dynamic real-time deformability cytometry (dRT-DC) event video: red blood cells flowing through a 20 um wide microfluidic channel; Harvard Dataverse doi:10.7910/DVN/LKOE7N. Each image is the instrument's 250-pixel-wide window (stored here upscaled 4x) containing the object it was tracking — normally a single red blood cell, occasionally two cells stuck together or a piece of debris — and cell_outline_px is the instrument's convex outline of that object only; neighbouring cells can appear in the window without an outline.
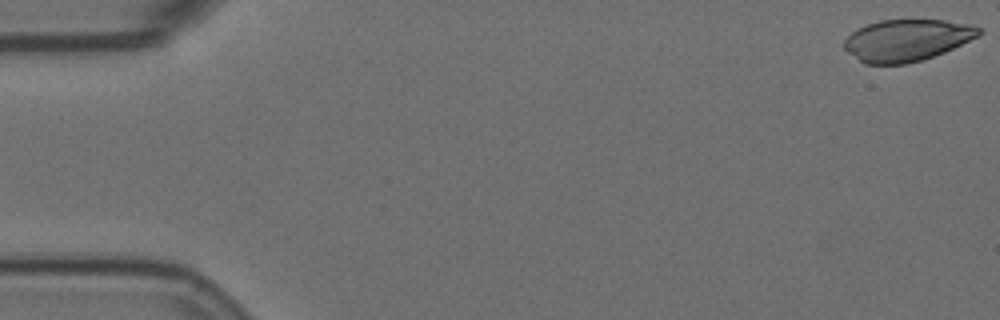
{"species": "Egyptian fruit bat (a non-hibernating species)", "species_latin": "Rousettus aegyptiacus", "temperature_condition": "room temperature", "stored_images_in_passage": 6, "segment_of_instrument_passage": [1, 2], "camera_frame_rate_fps": 3000, "um_per_image_px": 0.085, "animal": {"sex": "female"}, "frame": {"image": 1, "passage_image": 1, "time_ms": 0.0, "image_size_px": [1000, 320], "cell_outline_px": [[980, 36], [944, 52], [908, 64], [864, 64], [848, 52], [844, 48], [844, 40], [852, 32], [868, 24], [880, 20], [944, 20], [972, 24], [980, 28]], "centroid_in_image_um": [77.09, 3.42], "position_along_channel_um": 7.9, "area_um2": 32.6}}